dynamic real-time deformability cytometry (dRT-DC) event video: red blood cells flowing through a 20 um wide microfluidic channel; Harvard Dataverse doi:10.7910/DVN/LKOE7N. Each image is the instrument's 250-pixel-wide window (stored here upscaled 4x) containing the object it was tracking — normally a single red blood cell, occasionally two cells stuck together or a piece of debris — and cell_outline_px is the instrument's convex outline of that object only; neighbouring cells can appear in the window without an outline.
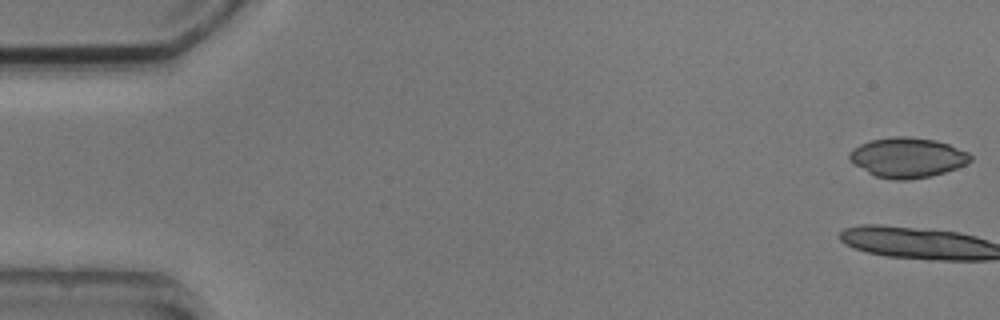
{"species": "common noctule bat (a hibernating species)", "species_latin": "Nyctalus noctula", "temperature_condition": "cold", "stored_images_in_passage": 9, "camera_frame_rate_fps": 3000, "um_per_image_px": 0.085, "animal": {"sex": "male", "body_mass_g": 20.5, "forearm_length_mm": 52.5}, "frame": {"image": 1, "passage_image": 1, "time_ms": 0.0, "image_size_px": [1000, 320], "cell_outline_px": [[972, 160], [968, 164], [944, 172], [928, 176], [908, 180], [892, 180], [876, 176], [868, 172], [856, 164], [848, 156], [848, 152], [852, 148], [860, 144], [872, 140], [892, 136], [908, 136], [936, 140], [948, 144], [968, 152], [972, 156]], "centroid_in_image_um": [77.15, 13.38], "position_along_channel_um": 7.8, "area_um2": 28.09}}
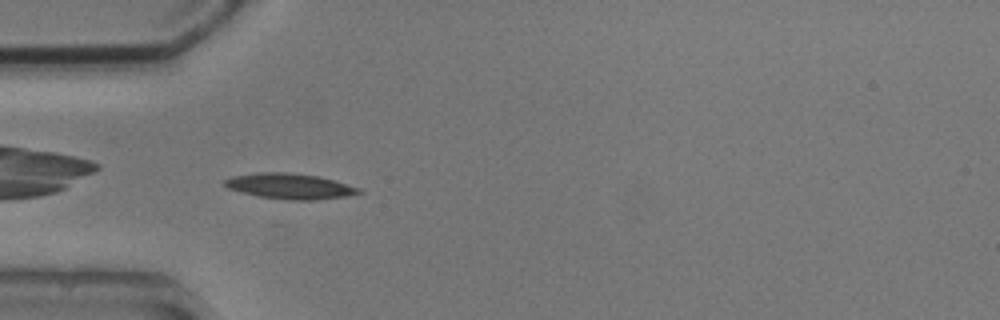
{"frame": {"image": 2, "passage_image": 6, "time_ms": 5.667, "image_size_px": [1000, 320], "cell_outline_px": [[364, 192], [348, 196], [316, 200], [288, 200], [256, 196], [240, 192], [228, 188], [224, 184], [224, 180], [232, 176], [260, 172], [288, 172], [316, 176], [336, 180], [360, 188]], "centroid_in_image_um": [24.66, 15.83], "position_along_channel_um": 60.3, "area_um2": 20.11}}